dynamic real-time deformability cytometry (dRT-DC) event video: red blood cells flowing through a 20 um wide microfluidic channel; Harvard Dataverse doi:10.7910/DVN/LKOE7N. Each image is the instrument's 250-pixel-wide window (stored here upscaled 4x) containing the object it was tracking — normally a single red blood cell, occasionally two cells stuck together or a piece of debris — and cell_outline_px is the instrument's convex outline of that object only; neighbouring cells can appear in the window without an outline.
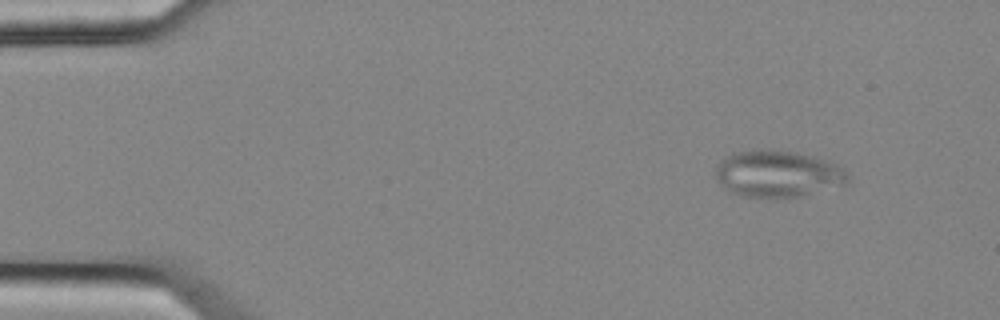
{"species": "common noctule bat (a hibernating species)", "species_latin": "Nyctalus noctula", "temperature_condition": "cold", "stored_images_in_passage": 5, "camera_frame_rate_fps": 3000, "um_per_image_px": 0.085, "animal": {"sex": "female", "body_mass_g": 25.1}, "frame": {"image": 1, "passage_image": 2, "time_ms": 0.333, "image_size_px": [1000, 320], "cell_outline_px": [[848, 184], [804, 196], [740, 196], [732, 192], [716, 180], [716, 168], [728, 156], [736, 152], [760, 148], [796, 152], [812, 156], [836, 164], [844, 168], [848, 176]], "centroid_in_image_um": [66.16, 14.76], "position_along_channel_um": 18.8, "area_um2": 35.66}}